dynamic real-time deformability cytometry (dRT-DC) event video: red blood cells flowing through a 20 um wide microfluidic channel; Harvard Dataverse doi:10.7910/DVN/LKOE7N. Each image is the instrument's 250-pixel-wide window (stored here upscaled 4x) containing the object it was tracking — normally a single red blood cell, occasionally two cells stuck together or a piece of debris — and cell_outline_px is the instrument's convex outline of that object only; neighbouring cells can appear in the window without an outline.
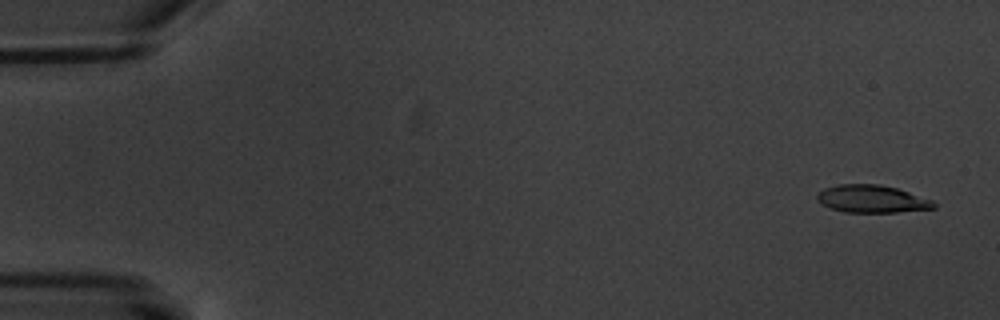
{"species": "common noctule bat (a hibernating species)", "species_latin": "Nyctalus noctula", "temperature_condition": "warm", "stored_images_in_passage": 17, "camera_frame_rate_fps": 3000, "um_per_image_px": 0.085, "animal": {"sex": "male", "body_mass_g": 20.1, "forearm_length_mm": 53.5}, "frame": {"image": 1, "passage_image": 1, "time_ms": 0.0, "image_size_px": [1000, 320], "cell_outline_px": [[936, 208], [896, 212], [844, 212], [820, 204], [816, 196], [824, 188], [840, 184], [880, 184], [896, 188], [932, 200], [936, 204]], "centroid_in_image_um": [74.1, 16.91], "position_along_channel_um": 10.9, "area_um2": 18.61}}
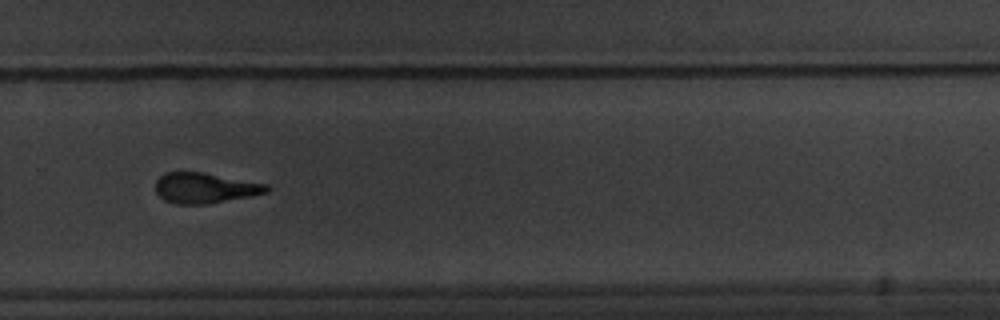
{"frame": {"image": 2, "passage_image": 12, "time_ms": 13.0, "image_size_px": [1000, 320], "cell_outline_px": [[272, 188], [268, 192], [252, 196], [204, 204], [176, 204], [164, 200], [156, 192], [156, 180], [164, 172], [204, 172], [268, 184]], "centroid_in_image_um": [17.44, 15.97], "position_along_channel_um": 312.4, "area_um2": 19.83}}
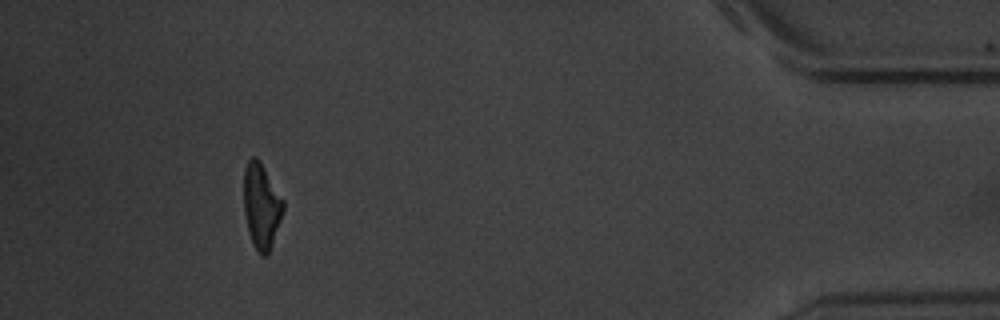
{"frame": {"image": 3, "passage_image": 16, "time_ms": 17.667, "image_size_px": [1000, 320], "cell_outline_px": [[284, 208], [280, 220], [268, 252], [264, 256], [260, 256], [252, 244], [248, 232], [244, 212], [244, 168], [248, 160], [252, 156], [256, 156], [260, 160], [284, 200]], "centroid_in_image_um": [22.2, 17.47], "position_along_channel_um": 413.0, "area_um2": 19.54}, "authors_computed_cell_mechanics": {"area_um2": 20.519, "velocity_mm_per_s": 3.3833, "shape_relaxation_time_tau1_ms": 4.3166, "shape_relaxation_time_tau2_ms": 3.2885, "deformation_change_tau1": 0.1813, "deformation_change_tau2": 0.1263}}